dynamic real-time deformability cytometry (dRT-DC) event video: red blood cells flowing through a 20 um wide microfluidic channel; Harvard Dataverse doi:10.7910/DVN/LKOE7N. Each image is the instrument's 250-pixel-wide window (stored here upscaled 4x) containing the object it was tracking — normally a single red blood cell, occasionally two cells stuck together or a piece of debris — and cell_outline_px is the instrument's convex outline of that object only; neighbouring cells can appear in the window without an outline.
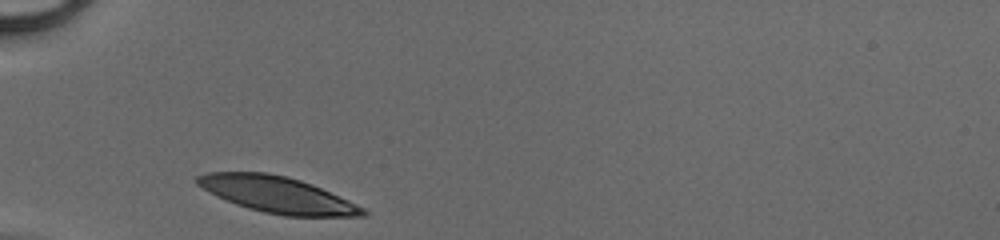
{"species": "human", "species_latin": "Homo sapiens", "temperature_condition": "cold", "stored_images_in_passage": 25, "camera_frame_rate_fps": 3000, "um_per_image_px": 0.085, "donor": {"sex": "male"}, "frame": {"image": 1, "passage_image": 1, "time_ms": 0.0, "image_size_px": [1000, 240], "cell_outline_px": [[368, 212], [364, 216], [284, 216], [264, 212], [248, 208], [236, 204], [216, 196], [208, 192], [196, 184], [196, 176], [208, 172], [268, 172], [288, 176], [312, 184], [348, 200], [364, 208]], "centroid_in_image_um": [23.54, 16.54], "position_along_channel_um": 61.5, "area_um2": 34.91}}
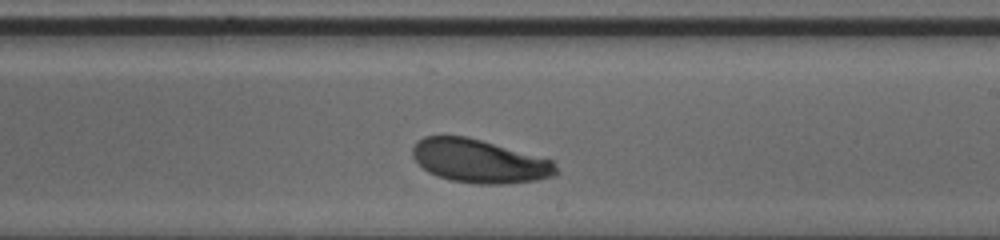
{"frame": {"image": 2, "passage_image": 15, "time_ms": 4.667, "image_size_px": [1000, 240], "cell_outline_px": [[560, 172], [556, 176], [540, 180], [508, 184], [476, 184], [448, 180], [436, 176], [428, 172], [412, 156], [412, 148], [416, 140], [424, 136], [464, 136], [480, 140], [552, 160], [556, 164]], "centroid_in_image_um": [40.76, 13.72], "position_along_channel_um": 248.2, "area_um2": 36.53}}
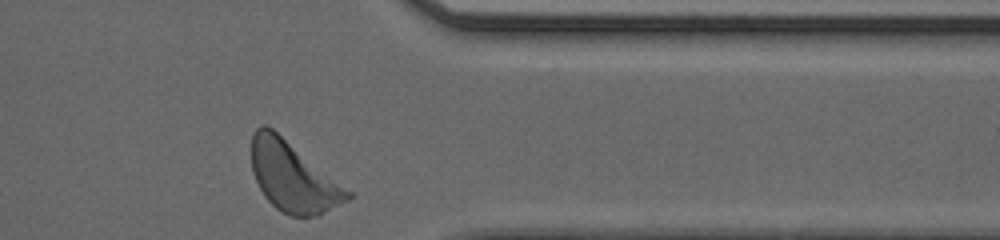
{"frame": {"image": 3, "passage_image": 25, "time_ms": 8.0, "image_size_px": [1000, 240], "cell_outline_px": [[356, 196], [316, 216], [288, 216], [280, 212], [264, 196], [252, 172], [252, 136], [256, 128], [260, 124], [264, 124], [272, 128], [352, 192]], "centroid_in_image_um": [24.9, 15.04], "position_along_channel_um": 386.5, "area_um2": 38.73}}